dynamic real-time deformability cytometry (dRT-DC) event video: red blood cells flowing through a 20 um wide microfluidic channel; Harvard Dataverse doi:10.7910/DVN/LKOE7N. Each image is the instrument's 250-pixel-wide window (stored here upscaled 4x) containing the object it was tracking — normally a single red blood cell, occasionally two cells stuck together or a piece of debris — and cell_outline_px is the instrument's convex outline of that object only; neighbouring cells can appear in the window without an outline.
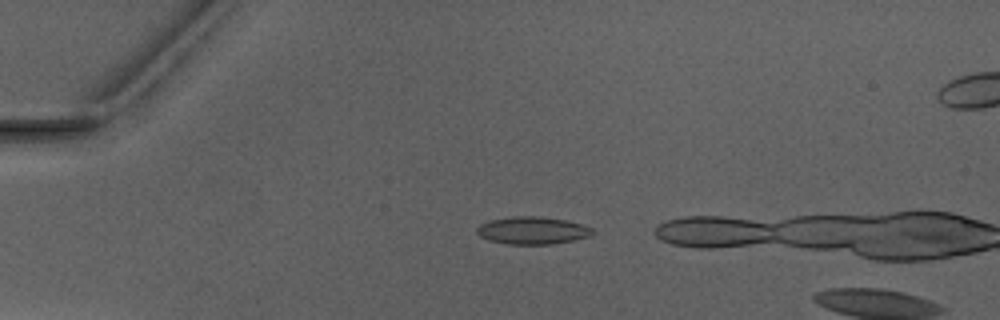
{"species": "Egyptian fruit bat (a non-hibernating species)", "species_latin": "Rousettus aegyptiacus", "temperature_condition": "warm", "stored_images_in_passage": 5, "camera_frame_rate_fps": 3000, "um_per_image_px": 0.085, "animal": {"sex": "male"}, "frame": {"image": 1, "passage_image": 2, "time_ms": 1.333, "image_size_px": [1000, 320], "cell_outline_px": [[596, 232], [592, 236], [552, 244], [508, 244], [488, 240], [480, 236], [476, 232], [476, 228], [480, 224], [492, 220], [512, 216], [540, 216], [564, 220], [580, 224], [592, 228]], "centroid_in_image_um": [45.26, 19.59], "position_along_channel_um": 39.7, "area_um2": 18.5}}
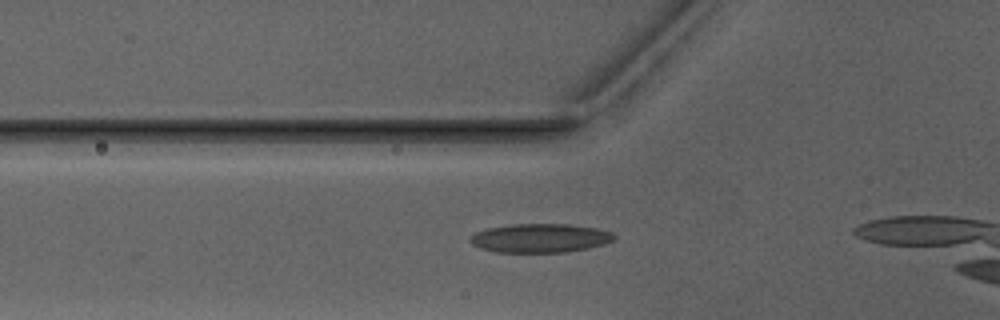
{"frame": {"image": 2, "passage_image": 5, "time_ms": 5.0, "image_size_px": [1000, 320], "cell_outline_px": [[616, 236], [612, 240], [604, 244], [588, 248], [564, 252], [500, 252], [480, 248], [472, 244], [468, 240], [476, 232], [488, 228], [512, 224], [568, 224], [596, 228], [612, 232]], "centroid_in_image_um": [45.91, 20.23], "position_along_channel_um": 79.9, "area_um2": 24.04}}